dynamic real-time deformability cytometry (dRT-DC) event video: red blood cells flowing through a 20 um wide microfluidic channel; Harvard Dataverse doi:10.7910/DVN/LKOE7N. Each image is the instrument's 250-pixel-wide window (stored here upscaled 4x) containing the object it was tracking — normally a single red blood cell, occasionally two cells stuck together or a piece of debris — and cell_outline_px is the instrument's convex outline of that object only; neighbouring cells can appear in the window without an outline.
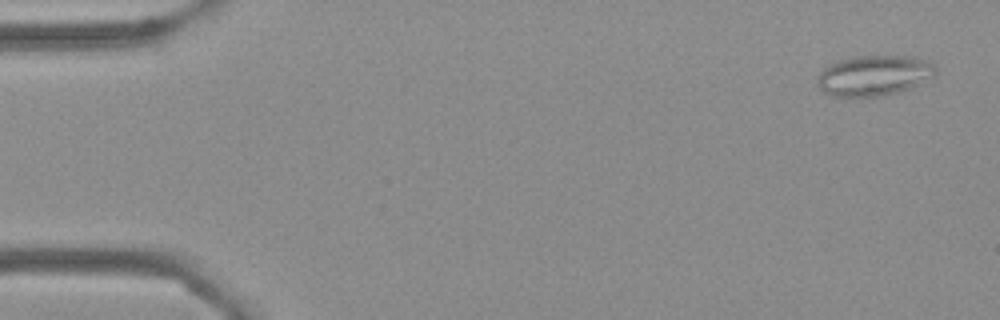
{"species": "Egyptian fruit bat (a non-hibernating species)", "species_latin": "Rousettus aegyptiacus", "temperature_condition": "cold", "stored_images_in_passage": 56, "camera_frame_rate_fps": 3000, "um_per_image_px": 0.085, "frame": {"image": 1, "passage_image": 3, "time_ms": 0.667, "image_size_px": [1000, 320], "cell_outline_px": [[936, 72], [932, 76], [908, 88], [896, 92], [876, 96], [832, 96], [824, 92], [816, 84], [816, 76], [828, 64], [840, 60], [856, 56], [916, 56], [932, 64], [936, 68]], "centroid_in_image_um": [74.22, 6.4], "position_along_channel_um": 10.8, "area_um2": 27.51}}
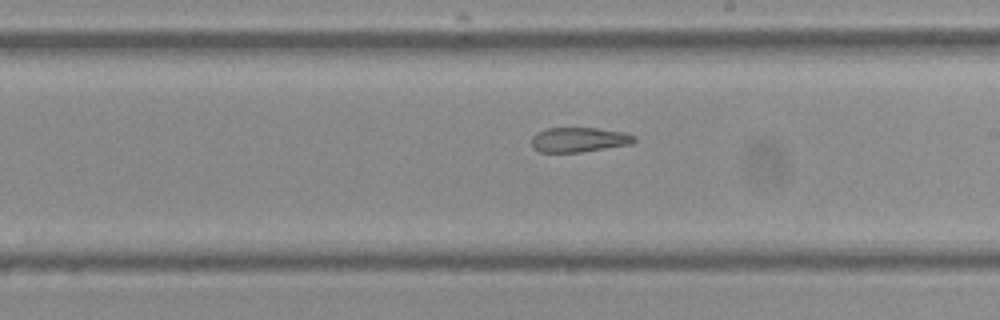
{"frame": {"image": 2, "passage_image": 32, "time_ms": 10.333, "image_size_px": [1000, 320], "cell_outline_px": [[636, 140], [632, 144], [580, 152], [540, 152], [532, 148], [532, 136], [536, 132], [548, 128], [600, 128], [624, 132], [636, 136]], "centroid_in_image_um": [49.22, 11.87], "position_along_channel_um": 239.8, "area_um2": 14.91}}
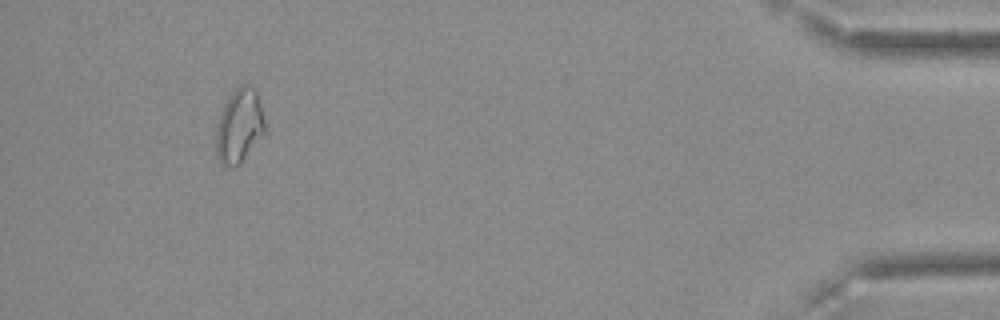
{"frame": {"image": 3, "passage_image": 52, "time_ms": 17.0, "image_size_px": [1000, 320], "cell_outline_px": [[264, 132], [240, 164], [236, 168], [232, 168], [220, 164], [216, 156], [216, 124], [224, 104], [228, 96], [240, 84], [244, 84], [256, 88], [264, 120]], "centroid_in_image_um": [20.3, 10.71], "position_along_channel_um": 414.9, "area_um2": 21.15}, "authors_computed_cell_mechanics": {"area_um2": 19.0162, "velocity_mm_per_s": 3.6383, "shape_relaxation_time_tau1_ms": null, "shape_relaxation_time_tau2_ms": 3.4287, "deformation_change_tau1": null, "deformation_change_tau2": 0.1115}}